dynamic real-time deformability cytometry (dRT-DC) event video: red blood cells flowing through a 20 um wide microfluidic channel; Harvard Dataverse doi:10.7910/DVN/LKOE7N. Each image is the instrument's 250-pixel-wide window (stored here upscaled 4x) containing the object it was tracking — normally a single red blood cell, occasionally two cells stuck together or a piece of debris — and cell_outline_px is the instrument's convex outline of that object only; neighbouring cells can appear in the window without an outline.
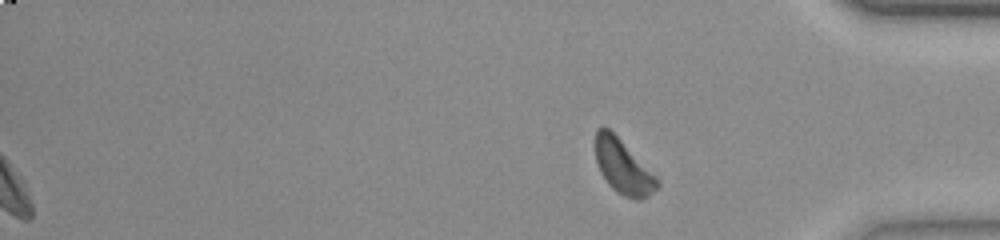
{"species": "common noctule bat (a hibernating species)", "species_latin": "Nyctalus noctula", "temperature_condition": "room temperature", "stored_images_in_passage": 47, "segment_of_instrument_passage": [2, 2], "camera_frame_rate_fps": 3000, "um_per_image_px": 0.085, "animal": {"sex": "female", "body_mass_g": 23.0, "forearm_length_mm": 53.4}, "frame": {"image": 1, "passage_image": 47, "time_ms": 15.333, "image_size_px": [1000, 240], "cell_outline_px": [[660, 184], [648, 196], [640, 200], [636, 200], [624, 196], [616, 192], [608, 184], [600, 172], [596, 160], [596, 128], [608, 128], [660, 180]], "centroid_in_image_um": [52.96, 14.23], "position_along_channel_um": 382.2, "area_um2": 19.07}}